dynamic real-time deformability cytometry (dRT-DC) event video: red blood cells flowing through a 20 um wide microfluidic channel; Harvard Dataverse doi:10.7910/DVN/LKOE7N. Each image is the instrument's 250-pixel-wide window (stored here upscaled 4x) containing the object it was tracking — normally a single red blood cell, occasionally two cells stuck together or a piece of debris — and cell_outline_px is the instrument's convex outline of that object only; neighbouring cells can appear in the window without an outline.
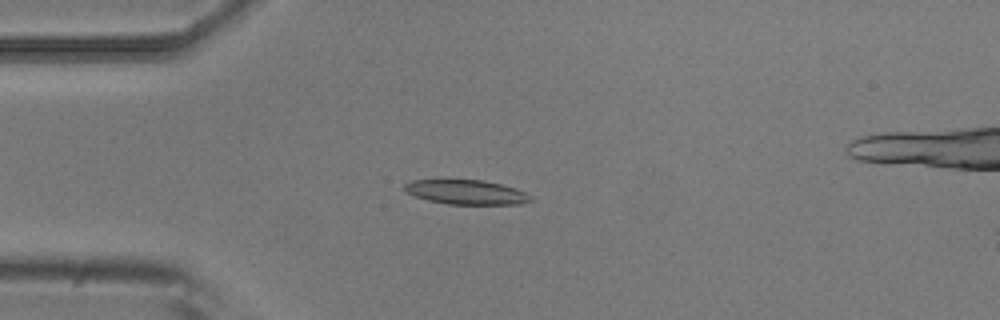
{"species": "common noctule bat (a hibernating species)", "species_latin": "Nyctalus noctula", "temperature_condition": "room temperature", "stored_images_in_passage": 6, "camera_frame_rate_fps": 3000, "um_per_image_px": 0.085, "animal": {"sex": "male", "body_mass_g": 20.5, "forearm_length_mm": 52.5}, "frame": {"image": 1, "passage_image": 4, "time_ms": 1.0, "image_size_px": [1000, 320], "cell_outline_px": [[532, 200], [520, 204], [448, 204], [428, 200], [416, 196], [408, 192], [404, 188], [404, 184], [412, 180], [484, 180], [516, 188], [532, 196]], "centroid_in_image_um": [39.66, 16.33], "position_along_channel_um": 45.3, "area_um2": 17.8}}
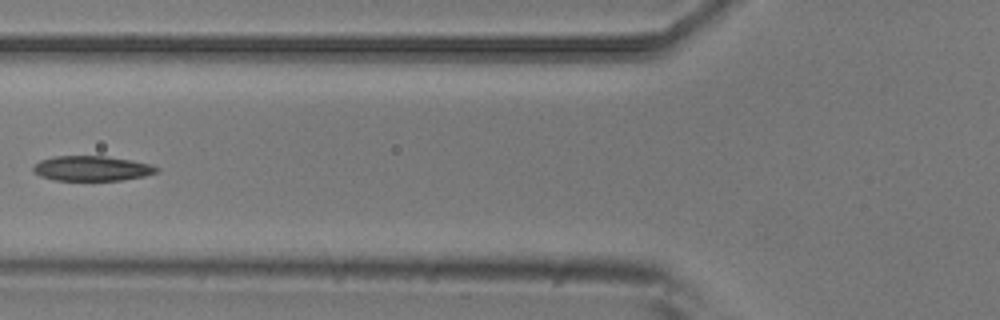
{"frame": {"image": 2, "passage_image": 6, "time_ms": 1.667, "image_size_px": [1000, 320], "cell_outline_px": [[160, 168], [156, 172], [144, 176], [120, 180], [56, 180], [40, 176], [32, 172], [32, 168], [40, 160], [52, 156], [108, 156], [132, 160], [152, 164]], "centroid_in_image_um": [7.8, 14.3], "position_along_channel_um": 118.0, "area_um2": 18.03}}